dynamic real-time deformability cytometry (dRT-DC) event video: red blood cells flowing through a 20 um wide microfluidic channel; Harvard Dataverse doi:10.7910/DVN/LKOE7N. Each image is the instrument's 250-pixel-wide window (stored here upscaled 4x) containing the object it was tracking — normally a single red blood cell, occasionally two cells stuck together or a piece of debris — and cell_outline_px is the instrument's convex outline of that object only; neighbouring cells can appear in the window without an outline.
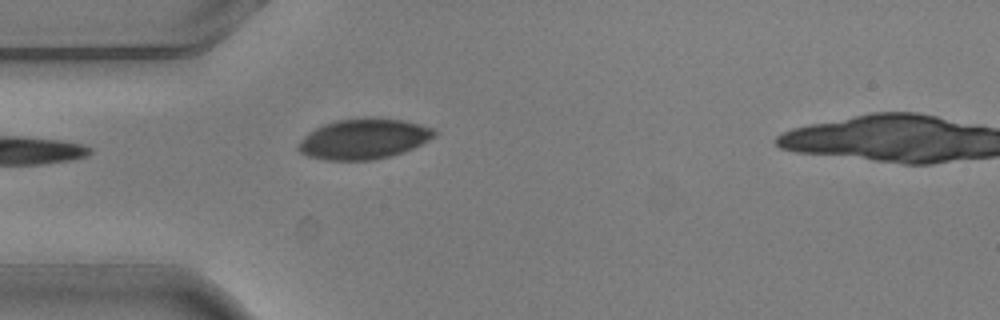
{"species": "common noctule bat (a hibernating species)", "species_latin": "Nyctalus noctula", "temperature_condition": "warm", "stored_images_in_passage": 2, "camera_frame_rate_fps": 3000, "um_per_image_px": 0.085, "animal": {"sex": "male", "body_mass_g": 20.5, "forearm_length_mm": 52.5}, "frame": {"image": 1, "passage_image": 1, "time_ms": 0.0, "image_size_px": [1000, 320], "cell_outline_px": [[436, 136], [404, 152], [392, 156], [372, 160], [324, 160], [308, 156], [300, 152], [296, 148], [296, 144], [308, 132], [324, 124], [336, 120], [364, 116], [372, 116], [404, 120], [420, 124], [432, 128], [436, 132]], "centroid_in_image_um": [30.89, 11.79], "position_along_channel_um": 54.1, "area_um2": 32.48}}